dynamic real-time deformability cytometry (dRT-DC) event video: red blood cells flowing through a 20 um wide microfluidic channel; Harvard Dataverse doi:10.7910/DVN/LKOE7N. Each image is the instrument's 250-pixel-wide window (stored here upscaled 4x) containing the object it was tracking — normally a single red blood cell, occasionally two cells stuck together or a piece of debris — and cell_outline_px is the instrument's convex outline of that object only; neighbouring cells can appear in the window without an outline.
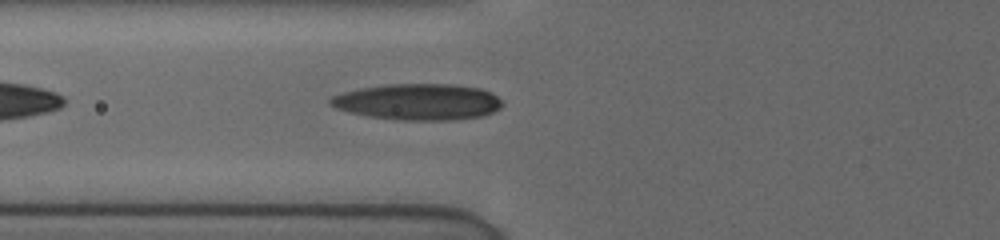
{"species": "human", "species_latin": "Homo sapiens", "temperature_condition": "cold", "stored_images_in_passage": 24, "camera_frame_rate_fps": 3000, "um_per_image_px": 0.085, "donor": {"sex": "female"}, "frame": {"image": 1, "passage_image": 6, "time_ms": 1.0, "image_size_px": [1000, 240], "cell_outline_px": [[504, 104], [500, 108], [484, 116], [452, 120], [396, 120], [368, 116], [348, 112], [336, 108], [328, 104], [328, 100], [332, 96], [344, 92], [360, 88], [388, 84], [452, 84], [480, 88], [492, 92]], "centroid_in_image_um": [35.53, 8.66], "position_along_channel_um": 90.3, "area_um2": 36.53}}
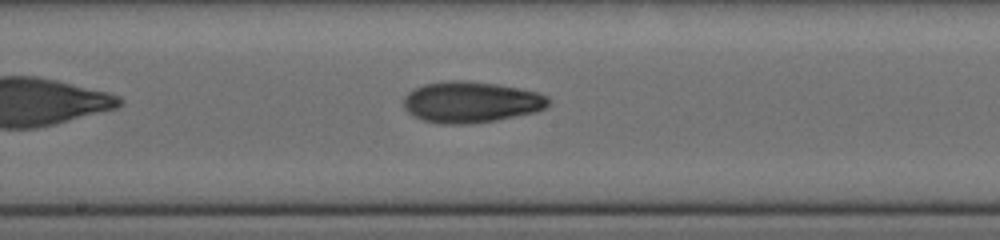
{"frame": {"image": 2, "passage_image": 18, "time_ms": 4.0, "image_size_px": [1000, 240], "cell_outline_px": [[548, 108], [536, 112], [496, 120], [472, 124], [440, 124], [424, 120], [412, 116], [404, 108], [404, 96], [408, 92], [424, 84], [448, 80], [464, 80], [496, 84], [536, 92], [548, 96]], "centroid_in_image_um": [40.02, 8.69], "position_along_channel_um": 208.2, "area_um2": 34.8}}
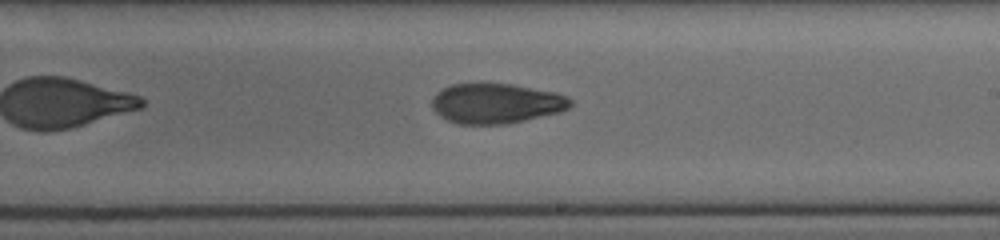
{"frame": {"image": 3, "passage_image": 22, "time_ms": 5.0, "image_size_px": [1000, 240], "cell_outline_px": [[572, 104], [568, 108], [560, 112], [508, 124], [456, 124], [440, 116], [432, 108], [432, 100], [444, 88], [452, 84], [512, 84], [556, 92], [568, 96], [572, 100]], "centroid_in_image_um": [42.22, 8.8], "position_along_channel_um": 246.8, "area_um2": 32.19}}